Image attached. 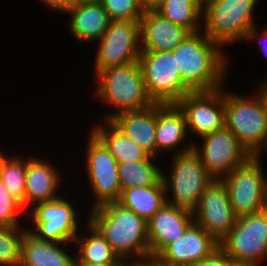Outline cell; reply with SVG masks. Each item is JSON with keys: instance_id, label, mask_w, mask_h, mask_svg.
I'll list each match as a JSON object with an SVG mask.
<instances>
[{"instance_id": "obj_1", "label": "cell", "mask_w": 267, "mask_h": 266, "mask_svg": "<svg viewBox=\"0 0 267 266\" xmlns=\"http://www.w3.org/2000/svg\"><path fill=\"white\" fill-rule=\"evenodd\" d=\"M223 50L202 31L188 35L173 50L182 81L192 91L224 87L230 64Z\"/></svg>"}, {"instance_id": "obj_2", "label": "cell", "mask_w": 267, "mask_h": 266, "mask_svg": "<svg viewBox=\"0 0 267 266\" xmlns=\"http://www.w3.org/2000/svg\"><path fill=\"white\" fill-rule=\"evenodd\" d=\"M87 221L100 232L123 262L139 263L150 255L147 222L118 202L91 209Z\"/></svg>"}, {"instance_id": "obj_3", "label": "cell", "mask_w": 267, "mask_h": 266, "mask_svg": "<svg viewBox=\"0 0 267 266\" xmlns=\"http://www.w3.org/2000/svg\"><path fill=\"white\" fill-rule=\"evenodd\" d=\"M259 89L252 98L224 89V126L252 156L267 152V97Z\"/></svg>"}, {"instance_id": "obj_4", "label": "cell", "mask_w": 267, "mask_h": 266, "mask_svg": "<svg viewBox=\"0 0 267 266\" xmlns=\"http://www.w3.org/2000/svg\"><path fill=\"white\" fill-rule=\"evenodd\" d=\"M95 78L94 97L116 109L104 114L103 120L126 111L144 110L154 104L146 91L139 62L110 67L97 73Z\"/></svg>"}, {"instance_id": "obj_5", "label": "cell", "mask_w": 267, "mask_h": 266, "mask_svg": "<svg viewBox=\"0 0 267 266\" xmlns=\"http://www.w3.org/2000/svg\"><path fill=\"white\" fill-rule=\"evenodd\" d=\"M259 0H213L203 6V33L219 45L241 42L256 26L254 11ZM204 25V26H203Z\"/></svg>"}, {"instance_id": "obj_6", "label": "cell", "mask_w": 267, "mask_h": 266, "mask_svg": "<svg viewBox=\"0 0 267 266\" xmlns=\"http://www.w3.org/2000/svg\"><path fill=\"white\" fill-rule=\"evenodd\" d=\"M173 156L170 174L167 176L162 171L166 202L193 211L214 178L207 172L193 149Z\"/></svg>"}, {"instance_id": "obj_7", "label": "cell", "mask_w": 267, "mask_h": 266, "mask_svg": "<svg viewBox=\"0 0 267 266\" xmlns=\"http://www.w3.org/2000/svg\"><path fill=\"white\" fill-rule=\"evenodd\" d=\"M138 62L154 104H177L192 92L182 81L173 51H141Z\"/></svg>"}, {"instance_id": "obj_8", "label": "cell", "mask_w": 267, "mask_h": 266, "mask_svg": "<svg viewBox=\"0 0 267 266\" xmlns=\"http://www.w3.org/2000/svg\"><path fill=\"white\" fill-rule=\"evenodd\" d=\"M261 157L251 156L221 178L238 218L267 209V176Z\"/></svg>"}, {"instance_id": "obj_9", "label": "cell", "mask_w": 267, "mask_h": 266, "mask_svg": "<svg viewBox=\"0 0 267 266\" xmlns=\"http://www.w3.org/2000/svg\"><path fill=\"white\" fill-rule=\"evenodd\" d=\"M219 248L239 266H261L267 260V209L239 217Z\"/></svg>"}, {"instance_id": "obj_10", "label": "cell", "mask_w": 267, "mask_h": 266, "mask_svg": "<svg viewBox=\"0 0 267 266\" xmlns=\"http://www.w3.org/2000/svg\"><path fill=\"white\" fill-rule=\"evenodd\" d=\"M97 44L95 75L110 67L138 62L141 54L140 21L111 20Z\"/></svg>"}, {"instance_id": "obj_11", "label": "cell", "mask_w": 267, "mask_h": 266, "mask_svg": "<svg viewBox=\"0 0 267 266\" xmlns=\"http://www.w3.org/2000/svg\"><path fill=\"white\" fill-rule=\"evenodd\" d=\"M86 146V176L89 179L94 204L91 209L118 202L122 188L118 176V162L104 144L90 131Z\"/></svg>"}, {"instance_id": "obj_12", "label": "cell", "mask_w": 267, "mask_h": 266, "mask_svg": "<svg viewBox=\"0 0 267 266\" xmlns=\"http://www.w3.org/2000/svg\"><path fill=\"white\" fill-rule=\"evenodd\" d=\"M27 214L34 226L28 230L42 240L72 244L80 230L76 208L64 196L38 203Z\"/></svg>"}, {"instance_id": "obj_13", "label": "cell", "mask_w": 267, "mask_h": 266, "mask_svg": "<svg viewBox=\"0 0 267 266\" xmlns=\"http://www.w3.org/2000/svg\"><path fill=\"white\" fill-rule=\"evenodd\" d=\"M199 139L202 140V147L198 142H193V150L214 179L223 178L252 156L225 126Z\"/></svg>"}, {"instance_id": "obj_14", "label": "cell", "mask_w": 267, "mask_h": 266, "mask_svg": "<svg viewBox=\"0 0 267 266\" xmlns=\"http://www.w3.org/2000/svg\"><path fill=\"white\" fill-rule=\"evenodd\" d=\"M193 219L218 244L233 229L238 217L231 206L227 188L221 179H214L192 211Z\"/></svg>"}, {"instance_id": "obj_15", "label": "cell", "mask_w": 267, "mask_h": 266, "mask_svg": "<svg viewBox=\"0 0 267 266\" xmlns=\"http://www.w3.org/2000/svg\"><path fill=\"white\" fill-rule=\"evenodd\" d=\"M184 113L187 131L197 139L224 127V88L192 91L176 104Z\"/></svg>"}, {"instance_id": "obj_16", "label": "cell", "mask_w": 267, "mask_h": 266, "mask_svg": "<svg viewBox=\"0 0 267 266\" xmlns=\"http://www.w3.org/2000/svg\"><path fill=\"white\" fill-rule=\"evenodd\" d=\"M193 222L192 211L165 202L147 221L150 255L157 256L168 244L178 240Z\"/></svg>"}, {"instance_id": "obj_17", "label": "cell", "mask_w": 267, "mask_h": 266, "mask_svg": "<svg viewBox=\"0 0 267 266\" xmlns=\"http://www.w3.org/2000/svg\"><path fill=\"white\" fill-rule=\"evenodd\" d=\"M217 249L219 244L193 222L178 240L168 244L157 256L168 264L193 266L210 257Z\"/></svg>"}, {"instance_id": "obj_18", "label": "cell", "mask_w": 267, "mask_h": 266, "mask_svg": "<svg viewBox=\"0 0 267 266\" xmlns=\"http://www.w3.org/2000/svg\"><path fill=\"white\" fill-rule=\"evenodd\" d=\"M190 34L156 10L144 11L140 19L141 51H173Z\"/></svg>"}, {"instance_id": "obj_19", "label": "cell", "mask_w": 267, "mask_h": 266, "mask_svg": "<svg viewBox=\"0 0 267 266\" xmlns=\"http://www.w3.org/2000/svg\"><path fill=\"white\" fill-rule=\"evenodd\" d=\"M61 175L48 160L28 157L26 160L25 210L42 202L54 200L60 195ZM59 187V188H58Z\"/></svg>"}, {"instance_id": "obj_20", "label": "cell", "mask_w": 267, "mask_h": 266, "mask_svg": "<svg viewBox=\"0 0 267 266\" xmlns=\"http://www.w3.org/2000/svg\"><path fill=\"white\" fill-rule=\"evenodd\" d=\"M187 134L184 113L176 104H156L157 156L165 151H173L176 155L192 150L194 141L189 144L184 142ZM182 142L186 146H181Z\"/></svg>"}, {"instance_id": "obj_21", "label": "cell", "mask_w": 267, "mask_h": 266, "mask_svg": "<svg viewBox=\"0 0 267 266\" xmlns=\"http://www.w3.org/2000/svg\"><path fill=\"white\" fill-rule=\"evenodd\" d=\"M69 32L79 42L99 41L111 19L99 0L71 5L68 12Z\"/></svg>"}, {"instance_id": "obj_22", "label": "cell", "mask_w": 267, "mask_h": 266, "mask_svg": "<svg viewBox=\"0 0 267 266\" xmlns=\"http://www.w3.org/2000/svg\"><path fill=\"white\" fill-rule=\"evenodd\" d=\"M110 121L150 156L157 158L156 104L144 110L116 114Z\"/></svg>"}, {"instance_id": "obj_23", "label": "cell", "mask_w": 267, "mask_h": 266, "mask_svg": "<svg viewBox=\"0 0 267 266\" xmlns=\"http://www.w3.org/2000/svg\"><path fill=\"white\" fill-rule=\"evenodd\" d=\"M66 245L69 243L39 239L26 229L22 237L19 266H75V253L68 252L64 248Z\"/></svg>"}, {"instance_id": "obj_24", "label": "cell", "mask_w": 267, "mask_h": 266, "mask_svg": "<svg viewBox=\"0 0 267 266\" xmlns=\"http://www.w3.org/2000/svg\"><path fill=\"white\" fill-rule=\"evenodd\" d=\"M87 233L76 236L74 243L78 245L75 263H85L98 266H120L123 261L113 251L111 245L100 232L88 221Z\"/></svg>"}, {"instance_id": "obj_25", "label": "cell", "mask_w": 267, "mask_h": 266, "mask_svg": "<svg viewBox=\"0 0 267 266\" xmlns=\"http://www.w3.org/2000/svg\"><path fill=\"white\" fill-rule=\"evenodd\" d=\"M90 131L104 144L118 163L145 161L150 156L110 120L94 123Z\"/></svg>"}, {"instance_id": "obj_26", "label": "cell", "mask_w": 267, "mask_h": 266, "mask_svg": "<svg viewBox=\"0 0 267 266\" xmlns=\"http://www.w3.org/2000/svg\"><path fill=\"white\" fill-rule=\"evenodd\" d=\"M165 202L166 193L162 178L153 186L123 189L118 201L119 204L133 211L146 222Z\"/></svg>"}, {"instance_id": "obj_27", "label": "cell", "mask_w": 267, "mask_h": 266, "mask_svg": "<svg viewBox=\"0 0 267 266\" xmlns=\"http://www.w3.org/2000/svg\"><path fill=\"white\" fill-rule=\"evenodd\" d=\"M156 11L190 33L202 31L203 7L198 0H164Z\"/></svg>"}, {"instance_id": "obj_28", "label": "cell", "mask_w": 267, "mask_h": 266, "mask_svg": "<svg viewBox=\"0 0 267 266\" xmlns=\"http://www.w3.org/2000/svg\"><path fill=\"white\" fill-rule=\"evenodd\" d=\"M156 157L145 161L118 163V176L122 190L155 185L162 178V170L156 166Z\"/></svg>"}, {"instance_id": "obj_29", "label": "cell", "mask_w": 267, "mask_h": 266, "mask_svg": "<svg viewBox=\"0 0 267 266\" xmlns=\"http://www.w3.org/2000/svg\"><path fill=\"white\" fill-rule=\"evenodd\" d=\"M0 152V180L25 209L26 160L18 155L7 157ZM12 157V158H11Z\"/></svg>"}, {"instance_id": "obj_30", "label": "cell", "mask_w": 267, "mask_h": 266, "mask_svg": "<svg viewBox=\"0 0 267 266\" xmlns=\"http://www.w3.org/2000/svg\"><path fill=\"white\" fill-rule=\"evenodd\" d=\"M26 227L0 226V266H19Z\"/></svg>"}, {"instance_id": "obj_31", "label": "cell", "mask_w": 267, "mask_h": 266, "mask_svg": "<svg viewBox=\"0 0 267 266\" xmlns=\"http://www.w3.org/2000/svg\"><path fill=\"white\" fill-rule=\"evenodd\" d=\"M27 211L24 209L22 203L13 197L6 186L0 180V226L7 227H21L19 216Z\"/></svg>"}, {"instance_id": "obj_32", "label": "cell", "mask_w": 267, "mask_h": 266, "mask_svg": "<svg viewBox=\"0 0 267 266\" xmlns=\"http://www.w3.org/2000/svg\"><path fill=\"white\" fill-rule=\"evenodd\" d=\"M111 20L140 21L143 9L137 0H99Z\"/></svg>"}, {"instance_id": "obj_33", "label": "cell", "mask_w": 267, "mask_h": 266, "mask_svg": "<svg viewBox=\"0 0 267 266\" xmlns=\"http://www.w3.org/2000/svg\"><path fill=\"white\" fill-rule=\"evenodd\" d=\"M193 266H239L220 248L217 249L210 257L196 263Z\"/></svg>"}, {"instance_id": "obj_34", "label": "cell", "mask_w": 267, "mask_h": 266, "mask_svg": "<svg viewBox=\"0 0 267 266\" xmlns=\"http://www.w3.org/2000/svg\"><path fill=\"white\" fill-rule=\"evenodd\" d=\"M259 27L257 26H253L248 32L247 35L245 37V39L243 41H252V39H254V41L258 40L257 42L259 43V51L258 53H262L264 56H267V26L266 28L264 27L263 29H258ZM261 32H259V31ZM264 42V43H263ZM261 51V52H260Z\"/></svg>"}, {"instance_id": "obj_35", "label": "cell", "mask_w": 267, "mask_h": 266, "mask_svg": "<svg viewBox=\"0 0 267 266\" xmlns=\"http://www.w3.org/2000/svg\"><path fill=\"white\" fill-rule=\"evenodd\" d=\"M44 6L50 8V11L63 12L64 14L68 12L71 7L70 0H39Z\"/></svg>"}, {"instance_id": "obj_36", "label": "cell", "mask_w": 267, "mask_h": 266, "mask_svg": "<svg viewBox=\"0 0 267 266\" xmlns=\"http://www.w3.org/2000/svg\"><path fill=\"white\" fill-rule=\"evenodd\" d=\"M140 266H178L165 263L158 256L149 255L139 262Z\"/></svg>"}, {"instance_id": "obj_37", "label": "cell", "mask_w": 267, "mask_h": 266, "mask_svg": "<svg viewBox=\"0 0 267 266\" xmlns=\"http://www.w3.org/2000/svg\"><path fill=\"white\" fill-rule=\"evenodd\" d=\"M143 11L156 10L164 0H137Z\"/></svg>"}, {"instance_id": "obj_38", "label": "cell", "mask_w": 267, "mask_h": 266, "mask_svg": "<svg viewBox=\"0 0 267 266\" xmlns=\"http://www.w3.org/2000/svg\"><path fill=\"white\" fill-rule=\"evenodd\" d=\"M260 82V83H259ZM257 85L258 88H261L263 90V92L265 93L266 97H267V79L259 81Z\"/></svg>"}, {"instance_id": "obj_39", "label": "cell", "mask_w": 267, "mask_h": 266, "mask_svg": "<svg viewBox=\"0 0 267 266\" xmlns=\"http://www.w3.org/2000/svg\"><path fill=\"white\" fill-rule=\"evenodd\" d=\"M96 0H70L71 4H77V3H86V2H93Z\"/></svg>"}, {"instance_id": "obj_40", "label": "cell", "mask_w": 267, "mask_h": 266, "mask_svg": "<svg viewBox=\"0 0 267 266\" xmlns=\"http://www.w3.org/2000/svg\"><path fill=\"white\" fill-rule=\"evenodd\" d=\"M120 266H140L137 262H123Z\"/></svg>"}, {"instance_id": "obj_41", "label": "cell", "mask_w": 267, "mask_h": 266, "mask_svg": "<svg viewBox=\"0 0 267 266\" xmlns=\"http://www.w3.org/2000/svg\"><path fill=\"white\" fill-rule=\"evenodd\" d=\"M199 3L201 4V6H205L206 4H208L209 2L213 1V0H198Z\"/></svg>"}, {"instance_id": "obj_42", "label": "cell", "mask_w": 267, "mask_h": 266, "mask_svg": "<svg viewBox=\"0 0 267 266\" xmlns=\"http://www.w3.org/2000/svg\"><path fill=\"white\" fill-rule=\"evenodd\" d=\"M75 266H98V265H91V264H85V263H75Z\"/></svg>"}]
</instances>
